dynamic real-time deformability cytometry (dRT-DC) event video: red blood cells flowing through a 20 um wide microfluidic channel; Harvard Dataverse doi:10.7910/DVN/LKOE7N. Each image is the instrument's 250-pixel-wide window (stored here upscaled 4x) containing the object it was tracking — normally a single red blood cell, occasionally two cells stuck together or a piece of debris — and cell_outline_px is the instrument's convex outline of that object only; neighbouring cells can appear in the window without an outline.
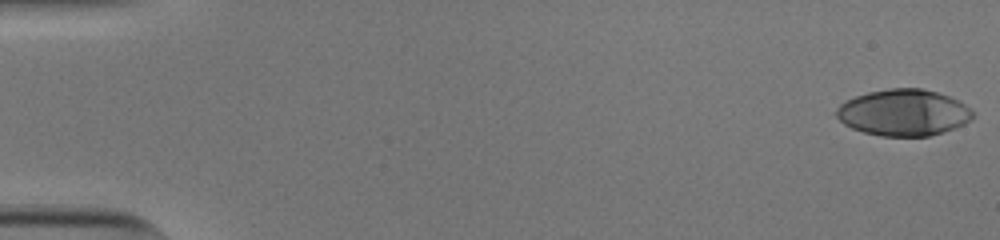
{"species": "human", "species_latin": "Homo sapiens", "temperature_condition": "cold", "stored_images_in_passage": 54, "camera_frame_rate_fps": 3000, "um_per_image_px": 0.085, "donor": {"sex": "male"}, "frame": {"image": 1, "passage_image": 1, "time_ms": 0.0, "image_size_px": [1000, 240], "cell_outline_px": [[972, 120], [956, 128], [944, 132], [928, 136], [880, 136], [864, 132], [852, 128], [844, 124], [836, 116], [836, 108], [840, 104], [856, 96], [868, 92], [888, 88], [920, 88], [936, 92], [960, 100], [972, 108]], "centroid_in_image_um": [76.83, 9.57], "position_along_channel_um": 8.2, "area_um2": 37.05}}
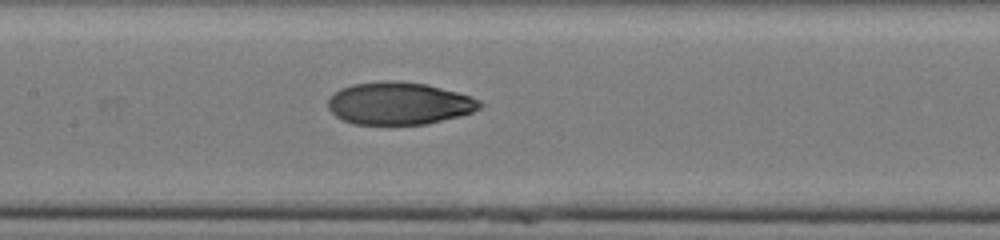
{"frame": {"image": 2, "passage_image": 27, "time_ms": 8.667, "image_size_px": [1000, 240], "cell_outline_px": [[484, 104], [480, 108], [472, 112], [460, 116], [424, 124], [352, 124], [336, 116], [328, 108], [328, 100], [340, 88], [352, 84], [388, 80], [396, 80], [428, 84], [472, 96], [480, 100]], "centroid_in_image_um": [33.95, 8.78], "position_along_channel_um": 173.5, "area_um2": 37.63}}
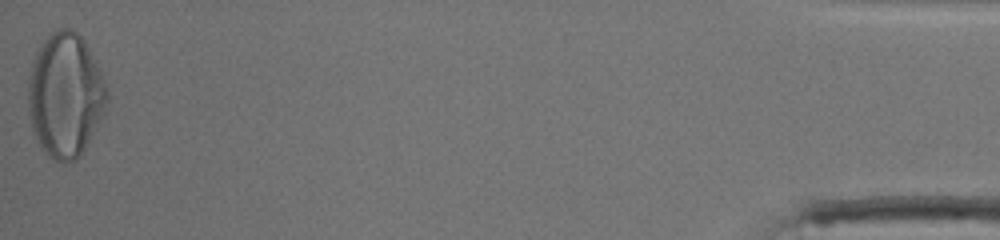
{"frame": {"image": 3, "passage_image": 54, "time_ms": 17.667, "image_size_px": [1000, 240], "cell_outline_px": [[108, 108], [80, 156], [76, 160], [56, 160], [40, 148], [36, 140], [32, 128], [28, 112], [28, 76], [36, 52], [44, 40], [56, 28], [72, 28], [84, 40], [104, 80], [108, 92]], "centroid_in_image_um": [5.55, 8.09], "position_along_channel_um": 429.7, "area_um2": 57.05}, "authors_computed_cell_mechanics": {"area_um2": 37.4544, "velocity_mm_per_s": 3.8407, "shape_relaxation_time_tau1_ms": 8.1719, "shape_relaxation_time_tau2_ms": 1.2878, "deformation_change_tau1": 0.2976, "deformation_change_tau2": 0.0616}}